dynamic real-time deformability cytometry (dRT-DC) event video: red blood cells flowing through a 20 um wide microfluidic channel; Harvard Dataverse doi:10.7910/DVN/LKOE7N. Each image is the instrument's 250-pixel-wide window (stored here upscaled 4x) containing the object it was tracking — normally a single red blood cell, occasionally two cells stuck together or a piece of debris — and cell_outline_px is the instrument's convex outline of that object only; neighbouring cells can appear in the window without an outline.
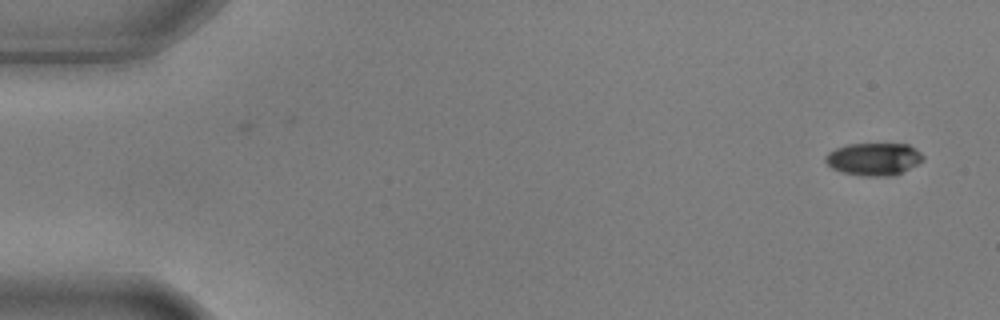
{"species": "common noctule bat (a hibernating species)", "species_latin": "Nyctalus noctula", "temperature_condition": "warm", "stored_images_in_passage": 2, "camera_frame_rate_fps": 3000, "um_per_image_px": 0.085, "animal": {"sex": "male", "body_mass_g": 17.9, "forearm_length_mm": 54.2}, "frame": {"image": 1, "passage_image": 2, "time_ms": 0.333, "image_size_px": [1000, 320], "cell_outline_px": [[924, 160], [892, 176], [860, 176], [840, 172], [832, 168], [824, 160], [824, 156], [828, 152], [836, 148], [848, 144], [908, 144], [916, 148], [924, 156]], "centroid_in_image_um": [74.24, 13.52], "position_along_channel_um": 10.8, "area_um2": 18.55}}